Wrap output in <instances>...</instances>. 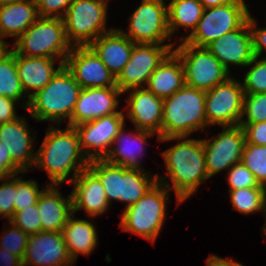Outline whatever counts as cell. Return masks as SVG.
Returning <instances> with one entry per match:
<instances>
[{"label":"cell","mask_w":266,"mask_h":266,"mask_svg":"<svg viewBox=\"0 0 266 266\" xmlns=\"http://www.w3.org/2000/svg\"><path fill=\"white\" fill-rule=\"evenodd\" d=\"M122 91L117 86L81 89L72 117L67 126L89 122L103 116L118 113V96Z\"/></svg>","instance_id":"ac0fdd59"},{"label":"cell","mask_w":266,"mask_h":266,"mask_svg":"<svg viewBox=\"0 0 266 266\" xmlns=\"http://www.w3.org/2000/svg\"><path fill=\"white\" fill-rule=\"evenodd\" d=\"M170 190L157 182L135 204L124 208L119 227L154 243L166 219Z\"/></svg>","instance_id":"52a82bcc"},{"label":"cell","mask_w":266,"mask_h":266,"mask_svg":"<svg viewBox=\"0 0 266 266\" xmlns=\"http://www.w3.org/2000/svg\"><path fill=\"white\" fill-rule=\"evenodd\" d=\"M206 266H243L240 262H236L233 259H225L214 254H210L206 259Z\"/></svg>","instance_id":"7dc6e473"},{"label":"cell","mask_w":266,"mask_h":266,"mask_svg":"<svg viewBox=\"0 0 266 266\" xmlns=\"http://www.w3.org/2000/svg\"><path fill=\"white\" fill-rule=\"evenodd\" d=\"M9 225V228L1 233L0 248L19 256L23 260L29 234L14 226L11 222H9Z\"/></svg>","instance_id":"8d00e7d4"},{"label":"cell","mask_w":266,"mask_h":266,"mask_svg":"<svg viewBox=\"0 0 266 266\" xmlns=\"http://www.w3.org/2000/svg\"><path fill=\"white\" fill-rule=\"evenodd\" d=\"M9 222L29 235L40 232L41 221L37 204L30 205L19 212H14V215Z\"/></svg>","instance_id":"74e56055"},{"label":"cell","mask_w":266,"mask_h":266,"mask_svg":"<svg viewBox=\"0 0 266 266\" xmlns=\"http://www.w3.org/2000/svg\"><path fill=\"white\" fill-rule=\"evenodd\" d=\"M72 266L62 232L40 231L30 234L23 266Z\"/></svg>","instance_id":"e0dca14e"},{"label":"cell","mask_w":266,"mask_h":266,"mask_svg":"<svg viewBox=\"0 0 266 266\" xmlns=\"http://www.w3.org/2000/svg\"><path fill=\"white\" fill-rule=\"evenodd\" d=\"M227 181L230 185L229 190L239 188L265 187L260 185L251 171L242 163L232 165L228 169Z\"/></svg>","instance_id":"f35d334b"},{"label":"cell","mask_w":266,"mask_h":266,"mask_svg":"<svg viewBox=\"0 0 266 266\" xmlns=\"http://www.w3.org/2000/svg\"><path fill=\"white\" fill-rule=\"evenodd\" d=\"M212 139L202 138L209 179L218 172L241 162L246 143L245 133L240 125L223 126V131Z\"/></svg>","instance_id":"5bb4252c"},{"label":"cell","mask_w":266,"mask_h":266,"mask_svg":"<svg viewBox=\"0 0 266 266\" xmlns=\"http://www.w3.org/2000/svg\"><path fill=\"white\" fill-rule=\"evenodd\" d=\"M228 193L233 210L245 215L260 211L266 214V187L239 188Z\"/></svg>","instance_id":"1f68e13d"},{"label":"cell","mask_w":266,"mask_h":266,"mask_svg":"<svg viewBox=\"0 0 266 266\" xmlns=\"http://www.w3.org/2000/svg\"><path fill=\"white\" fill-rule=\"evenodd\" d=\"M0 96H6L16 100L27 98L26 103L21 105L27 109L29 98L25 94L16 69V52L12 49L7 55L0 59Z\"/></svg>","instance_id":"4dcf8cb0"},{"label":"cell","mask_w":266,"mask_h":266,"mask_svg":"<svg viewBox=\"0 0 266 266\" xmlns=\"http://www.w3.org/2000/svg\"><path fill=\"white\" fill-rule=\"evenodd\" d=\"M248 9L244 0L206 8L193 33L179 39L192 46L206 48L224 34L238 29L248 19Z\"/></svg>","instance_id":"9c48e42d"},{"label":"cell","mask_w":266,"mask_h":266,"mask_svg":"<svg viewBox=\"0 0 266 266\" xmlns=\"http://www.w3.org/2000/svg\"><path fill=\"white\" fill-rule=\"evenodd\" d=\"M0 261L3 266H23V260L19 256L5 251L2 248H0Z\"/></svg>","instance_id":"bcb514c9"},{"label":"cell","mask_w":266,"mask_h":266,"mask_svg":"<svg viewBox=\"0 0 266 266\" xmlns=\"http://www.w3.org/2000/svg\"><path fill=\"white\" fill-rule=\"evenodd\" d=\"M200 3L203 5V8H210V7H216L228 4L229 2H232L233 0H199Z\"/></svg>","instance_id":"c3c4849f"},{"label":"cell","mask_w":266,"mask_h":266,"mask_svg":"<svg viewBox=\"0 0 266 266\" xmlns=\"http://www.w3.org/2000/svg\"><path fill=\"white\" fill-rule=\"evenodd\" d=\"M74 217L73 213L62 231L68 254L73 263L76 262L80 253L89 256L98 244V234L94 224L90 220L75 219Z\"/></svg>","instance_id":"f1b7e54d"},{"label":"cell","mask_w":266,"mask_h":266,"mask_svg":"<svg viewBox=\"0 0 266 266\" xmlns=\"http://www.w3.org/2000/svg\"><path fill=\"white\" fill-rule=\"evenodd\" d=\"M55 60L46 57H26L16 53V69L19 80L27 97L30 99L42 90L64 65L54 67ZM33 91V92H32ZM35 91V92H34Z\"/></svg>","instance_id":"484cf974"},{"label":"cell","mask_w":266,"mask_h":266,"mask_svg":"<svg viewBox=\"0 0 266 266\" xmlns=\"http://www.w3.org/2000/svg\"><path fill=\"white\" fill-rule=\"evenodd\" d=\"M14 1H18V0H0V5L9 4V3H12Z\"/></svg>","instance_id":"816d5d0a"},{"label":"cell","mask_w":266,"mask_h":266,"mask_svg":"<svg viewBox=\"0 0 266 266\" xmlns=\"http://www.w3.org/2000/svg\"><path fill=\"white\" fill-rule=\"evenodd\" d=\"M176 139L178 140L177 144L162 152L168 177L165 175L159 177L157 174V182L163 184L171 192L172 190L175 192L178 206L190 198L197 191L199 185L209 178L202 139L168 137L159 138L158 141L166 142ZM167 178L171 179L172 183H169L170 180L164 181Z\"/></svg>","instance_id":"6da1fadb"},{"label":"cell","mask_w":266,"mask_h":266,"mask_svg":"<svg viewBox=\"0 0 266 266\" xmlns=\"http://www.w3.org/2000/svg\"><path fill=\"white\" fill-rule=\"evenodd\" d=\"M242 83L233 77L205 92L207 126L239 125L244 100Z\"/></svg>","instance_id":"7c38bea8"},{"label":"cell","mask_w":266,"mask_h":266,"mask_svg":"<svg viewBox=\"0 0 266 266\" xmlns=\"http://www.w3.org/2000/svg\"><path fill=\"white\" fill-rule=\"evenodd\" d=\"M206 127L205 91L185 84L163 99L162 138L188 137Z\"/></svg>","instance_id":"277c9868"},{"label":"cell","mask_w":266,"mask_h":266,"mask_svg":"<svg viewBox=\"0 0 266 266\" xmlns=\"http://www.w3.org/2000/svg\"><path fill=\"white\" fill-rule=\"evenodd\" d=\"M17 101L6 97V96H0V123H6L11 122L13 120H16L18 117L16 115V108L15 104H19L20 102L16 103Z\"/></svg>","instance_id":"ee69618b"},{"label":"cell","mask_w":266,"mask_h":266,"mask_svg":"<svg viewBox=\"0 0 266 266\" xmlns=\"http://www.w3.org/2000/svg\"><path fill=\"white\" fill-rule=\"evenodd\" d=\"M256 19L249 14V26L252 37V49L254 56L261 57L266 52V28H257ZM266 59V56L264 57Z\"/></svg>","instance_id":"7bdbcfd3"},{"label":"cell","mask_w":266,"mask_h":266,"mask_svg":"<svg viewBox=\"0 0 266 266\" xmlns=\"http://www.w3.org/2000/svg\"><path fill=\"white\" fill-rule=\"evenodd\" d=\"M124 127L125 125L118 131L112 143V148H110L104 160L110 164L125 168L145 170L138 159L144 155V145L147 139L155 135V133L136 128L135 132L132 131L130 134H126Z\"/></svg>","instance_id":"cb8c5ba5"},{"label":"cell","mask_w":266,"mask_h":266,"mask_svg":"<svg viewBox=\"0 0 266 266\" xmlns=\"http://www.w3.org/2000/svg\"><path fill=\"white\" fill-rule=\"evenodd\" d=\"M37 207L39 210L41 231L62 232L68 218L73 214L71 193L62 197L56 185H47L41 193Z\"/></svg>","instance_id":"d4e9b609"},{"label":"cell","mask_w":266,"mask_h":266,"mask_svg":"<svg viewBox=\"0 0 266 266\" xmlns=\"http://www.w3.org/2000/svg\"><path fill=\"white\" fill-rule=\"evenodd\" d=\"M124 111L74 126L84 155L89 161L104 159L118 131L125 125ZM94 150V151H93Z\"/></svg>","instance_id":"9a60e30c"},{"label":"cell","mask_w":266,"mask_h":266,"mask_svg":"<svg viewBox=\"0 0 266 266\" xmlns=\"http://www.w3.org/2000/svg\"><path fill=\"white\" fill-rule=\"evenodd\" d=\"M16 175L8 176L0 186V216L10 221L14 215Z\"/></svg>","instance_id":"ab89813d"},{"label":"cell","mask_w":266,"mask_h":266,"mask_svg":"<svg viewBox=\"0 0 266 266\" xmlns=\"http://www.w3.org/2000/svg\"><path fill=\"white\" fill-rule=\"evenodd\" d=\"M181 42L173 51L182 61L186 85L206 92L230 77V73L207 48Z\"/></svg>","instance_id":"30bf717a"},{"label":"cell","mask_w":266,"mask_h":266,"mask_svg":"<svg viewBox=\"0 0 266 266\" xmlns=\"http://www.w3.org/2000/svg\"><path fill=\"white\" fill-rule=\"evenodd\" d=\"M89 47L117 78L130 60L134 43L122 33L121 28H118L104 33Z\"/></svg>","instance_id":"603a6c76"},{"label":"cell","mask_w":266,"mask_h":266,"mask_svg":"<svg viewBox=\"0 0 266 266\" xmlns=\"http://www.w3.org/2000/svg\"><path fill=\"white\" fill-rule=\"evenodd\" d=\"M3 37L0 36V59H2L5 55H7L12 49H7L10 46L7 42H5Z\"/></svg>","instance_id":"681fc988"},{"label":"cell","mask_w":266,"mask_h":266,"mask_svg":"<svg viewBox=\"0 0 266 266\" xmlns=\"http://www.w3.org/2000/svg\"><path fill=\"white\" fill-rule=\"evenodd\" d=\"M39 17L63 18L74 0H35Z\"/></svg>","instance_id":"60d3db41"},{"label":"cell","mask_w":266,"mask_h":266,"mask_svg":"<svg viewBox=\"0 0 266 266\" xmlns=\"http://www.w3.org/2000/svg\"><path fill=\"white\" fill-rule=\"evenodd\" d=\"M95 1H99V2H102V3H109V0H95Z\"/></svg>","instance_id":"db71d44e"},{"label":"cell","mask_w":266,"mask_h":266,"mask_svg":"<svg viewBox=\"0 0 266 266\" xmlns=\"http://www.w3.org/2000/svg\"><path fill=\"white\" fill-rule=\"evenodd\" d=\"M9 175L0 167V181L6 179Z\"/></svg>","instance_id":"f907efd6"},{"label":"cell","mask_w":266,"mask_h":266,"mask_svg":"<svg viewBox=\"0 0 266 266\" xmlns=\"http://www.w3.org/2000/svg\"><path fill=\"white\" fill-rule=\"evenodd\" d=\"M127 98V116L135 128L156 133L162 138L163 99L146 87L132 88Z\"/></svg>","instance_id":"ffe728a7"},{"label":"cell","mask_w":266,"mask_h":266,"mask_svg":"<svg viewBox=\"0 0 266 266\" xmlns=\"http://www.w3.org/2000/svg\"><path fill=\"white\" fill-rule=\"evenodd\" d=\"M265 217H266V215H265ZM265 219H266V218H265ZM265 222H266V220H265ZM262 229H263L262 232H264V235H265V237H266V223H265V225H264V227H263Z\"/></svg>","instance_id":"f5cc1de1"},{"label":"cell","mask_w":266,"mask_h":266,"mask_svg":"<svg viewBox=\"0 0 266 266\" xmlns=\"http://www.w3.org/2000/svg\"><path fill=\"white\" fill-rule=\"evenodd\" d=\"M230 73V65L245 67L253 59L252 37L248 19L206 47Z\"/></svg>","instance_id":"d6986e66"},{"label":"cell","mask_w":266,"mask_h":266,"mask_svg":"<svg viewBox=\"0 0 266 266\" xmlns=\"http://www.w3.org/2000/svg\"><path fill=\"white\" fill-rule=\"evenodd\" d=\"M81 87L72 73L63 65L51 81L30 100L27 114L36 121H51L61 124L70 121Z\"/></svg>","instance_id":"3957f363"},{"label":"cell","mask_w":266,"mask_h":266,"mask_svg":"<svg viewBox=\"0 0 266 266\" xmlns=\"http://www.w3.org/2000/svg\"><path fill=\"white\" fill-rule=\"evenodd\" d=\"M88 167L99 177L109 205L115 200L127 203L128 208L157 183V174L113 165L104 159L91 160Z\"/></svg>","instance_id":"5b68a950"},{"label":"cell","mask_w":266,"mask_h":266,"mask_svg":"<svg viewBox=\"0 0 266 266\" xmlns=\"http://www.w3.org/2000/svg\"><path fill=\"white\" fill-rule=\"evenodd\" d=\"M64 65L81 89L117 86L115 76L89 46L72 47Z\"/></svg>","instance_id":"2e32d148"},{"label":"cell","mask_w":266,"mask_h":266,"mask_svg":"<svg viewBox=\"0 0 266 266\" xmlns=\"http://www.w3.org/2000/svg\"><path fill=\"white\" fill-rule=\"evenodd\" d=\"M28 123L23 118L18 117L16 120L1 124L0 127V145L6 151H9L11 159L24 171H29L36 160L34 152V140L30 135ZM32 137V138H31Z\"/></svg>","instance_id":"44dd1931"},{"label":"cell","mask_w":266,"mask_h":266,"mask_svg":"<svg viewBox=\"0 0 266 266\" xmlns=\"http://www.w3.org/2000/svg\"><path fill=\"white\" fill-rule=\"evenodd\" d=\"M204 11L199 0H171L167 5L168 29L172 37L179 27L192 29L190 34L197 28L198 22Z\"/></svg>","instance_id":"f546056e"},{"label":"cell","mask_w":266,"mask_h":266,"mask_svg":"<svg viewBox=\"0 0 266 266\" xmlns=\"http://www.w3.org/2000/svg\"><path fill=\"white\" fill-rule=\"evenodd\" d=\"M241 162L251 171L259 184L266 187V145L245 144Z\"/></svg>","instance_id":"d6a6232c"},{"label":"cell","mask_w":266,"mask_h":266,"mask_svg":"<svg viewBox=\"0 0 266 266\" xmlns=\"http://www.w3.org/2000/svg\"><path fill=\"white\" fill-rule=\"evenodd\" d=\"M175 43H134L129 62L116 78L117 87L123 93L132 88L145 87L150 75L173 50Z\"/></svg>","instance_id":"4fadbf2b"},{"label":"cell","mask_w":266,"mask_h":266,"mask_svg":"<svg viewBox=\"0 0 266 266\" xmlns=\"http://www.w3.org/2000/svg\"><path fill=\"white\" fill-rule=\"evenodd\" d=\"M185 84L182 61L172 50L150 75L145 87L157 97L165 99Z\"/></svg>","instance_id":"4316f807"},{"label":"cell","mask_w":266,"mask_h":266,"mask_svg":"<svg viewBox=\"0 0 266 266\" xmlns=\"http://www.w3.org/2000/svg\"><path fill=\"white\" fill-rule=\"evenodd\" d=\"M246 115V119L243 117ZM266 121V93L245 94L239 124H254Z\"/></svg>","instance_id":"e575fe53"},{"label":"cell","mask_w":266,"mask_h":266,"mask_svg":"<svg viewBox=\"0 0 266 266\" xmlns=\"http://www.w3.org/2000/svg\"><path fill=\"white\" fill-rule=\"evenodd\" d=\"M89 163L74 127L58 129L50 125L39 150L36 151L34 166L47 172L51 182L49 185L58 187L68 178L71 183Z\"/></svg>","instance_id":"7a4b0ae2"},{"label":"cell","mask_w":266,"mask_h":266,"mask_svg":"<svg viewBox=\"0 0 266 266\" xmlns=\"http://www.w3.org/2000/svg\"><path fill=\"white\" fill-rule=\"evenodd\" d=\"M39 18L35 0H18L0 5V36L16 40Z\"/></svg>","instance_id":"83f0119b"},{"label":"cell","mask_w":266,"mask_h":266,"mask_svg":"<svg viewBox=\"0 0 266 266\" xmlns=\"http://www.w3.org/2000/svg\"><path fill=\"white\" fill-rule=\"evenodd\" d=\"M22 177L16 176V192L14 212H19L30 205L37 204L38 199L44 189L39 190L36 180H23Z\"/></svg>","instance_id":"d590c367"},{"label":"cell","mask_w":266,"mask_h":266,"mask_svg":"<svg viewBox=\"0 0 266 266\" xmlns=\"http://www.w3.org/2000/svg\"><path fill=\"white\" fill-rule=\"evenodd\" d=\"M245 133V144L266 145V121L254 124H239Z\"/></svg>","instance_id":"b9f144b4"},{"label":"cell","mask_w":266,"mask_h":266,"mask_svg":"<svg viewBox=\"0 0 266 266\" xmlns=\"http://www.w3.org/2000/svg\"><path fill=\"white\" fill-rule=\"evenodd\" d=\"M0 167L9 175H17L24 172L12 159L9 151L0 145Z\"/></svg>","instance_id":"f6af8a7d"},{"label":"cell","mask_w":266,"mask_h":266,"mask_svg":"<svg viewBox=\"0 0 266 266\" xmlns=\"http://www.w3.org/2000/svg\"><path fill=\"white\" fill-rule=\"evenodd\" d=\"M248 66L252 67L244 76V81L242 83L244 93H266V59L261 58V60H259V57L254 56L246 67Z\"/></svg>","instance_id":"836d02e7"},{"label":"cell","mask_w":266,"mask_h":266,"mask_svg":"<svg viewBox=\"0 0 266 266\" xmlns=\"http://www.w3.org/2000/svg\"><path fill=\"white\" fill-rule=\"evenodd\" d=\"M73 213L85 210L87 216L96 217L106 213L109 207L105 190L99 177L89 168L83 169L71 182Z\"/></svg>","instance_id":"7402d4cb"},{"label":"cell","mask_w":266,"mask_h":266,"mask_svg":"<svg viewBox=\"0 0 266 266\" xmlns=\"http://www.w3.org/2000/svg\"><path fill=\"white\" fill-rule=\"evenodd\" d=\"M129 21L128 32L122 33L133 43L165 44L171 39L164 0H142Z\"/></svg>","instance_id":"8fae6325"},{"label":"cell","mask_w":266,"mask_h":266,"mask_svg":"<svg viewBox=\"0 0 266 266\" xmlns=\"http://www.w3.org/2000/svg\"><path fill=\"white\" fill-rule=\"evenodd\" d=\"M71 48L63 19L49 17H39L14 40L12 47L17 54L26 57L58 58L59 64L65 63Z\"/></svg>","instance_id":"8992f818"},{"label":"cell","mask_w":266,"mask_h":266,"mask_svg":"<svg viewBox=\"0 0 266 266\" xmlns=\"http://www.w3.org/2000/svg\"><path fill=\"white\" fill-rule=\"evenodd\" d=\"M108 3L74 0L63 19L66 38L72 47L89 46L107 30ZM106 27V28H105Z\"/></svg>","instance_id":"ba28073f"}]
</instances>
